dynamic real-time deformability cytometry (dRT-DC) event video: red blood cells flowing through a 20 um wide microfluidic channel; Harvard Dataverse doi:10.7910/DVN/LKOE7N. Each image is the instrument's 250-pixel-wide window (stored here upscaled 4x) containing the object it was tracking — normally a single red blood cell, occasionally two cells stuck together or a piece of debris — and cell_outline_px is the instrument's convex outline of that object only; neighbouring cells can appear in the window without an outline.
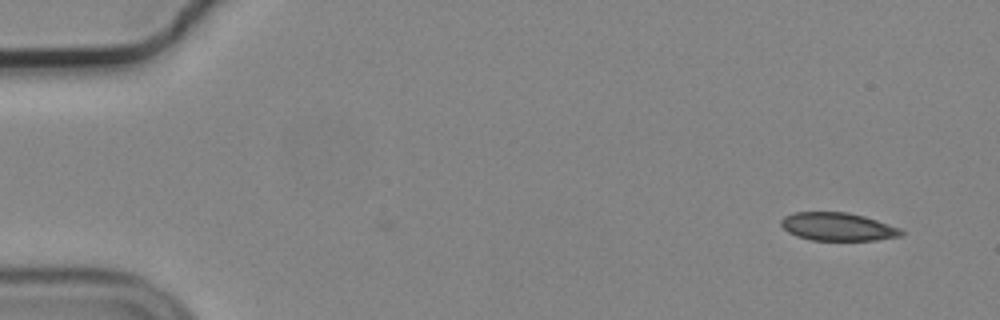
{"species": "common noctule bat (a hibernating species)", "species_latin": "Nyctalus noctula", "temperature_condition": "cold", "stored_images_in_passage": 4, "camera_frame_rate_fps": 3000, "um_per_image_px": 0.085, "animal": {"sex": "male", "body_mass_g": 19.2, "forearm_length_mm": 51.8}, "frame": {"image": 1, "passage_image": 4, "time_ms": 1.0, "image_size_px": [1000, 320], "cell_outline_px": [[904, 232], [900, 236], [876, 240], [812, 240], [796, 236], [788, 232], [780, 224], [780, 220], [784, 216], [792, 212], [848, 212], [864, 216], [900, 228]], "centroid_in_image_um": [71.17, 19.26], "position_along_channel_um": 13.8, "area_um2": 19.65}}